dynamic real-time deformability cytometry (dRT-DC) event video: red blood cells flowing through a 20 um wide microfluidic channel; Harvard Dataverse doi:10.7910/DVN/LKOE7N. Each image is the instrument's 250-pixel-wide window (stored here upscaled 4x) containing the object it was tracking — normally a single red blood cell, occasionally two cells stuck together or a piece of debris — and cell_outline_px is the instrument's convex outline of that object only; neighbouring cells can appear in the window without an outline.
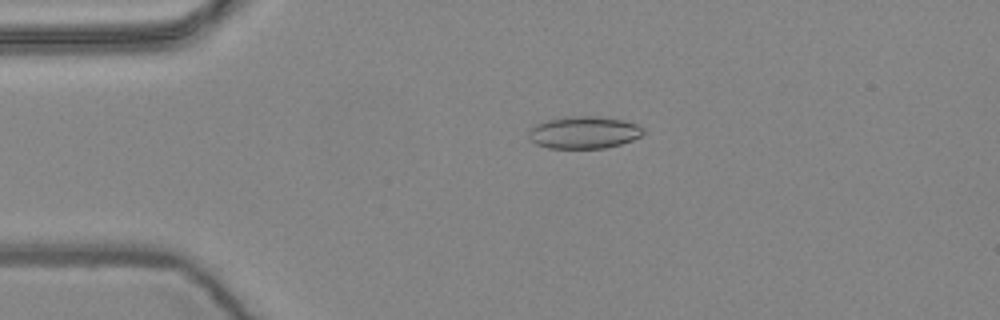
{"species": "common noctule bat (a hibernating species)", "species_latin": "Nyctalus noctula", "temperature_condition": "warm", "stored_images_in_passage": 5, "camera_frame_rate_fps": 3000, "um_per_image_px": 0.085, "animal": {"sex": "female", "body_mass_g": 24.6, "forearm_length_mm": 56.2}, "frame": {"image": 1, "passage_image": 4, "time_ms": 1.0, "image_size_px": [1000, 320], "cell_outline_px": [[644, 132], [640, 136], [632, 140], [620, 144], [604, 148], [548, 148], [536, 144], [528, 136], [528, 132], [536, 124], [548, 120], [568, 116], [596, 116], [624, 120], [636, 124], [644, 128]], "centroid_in_image_um": [49.64, 11.25], "position_along_channel_um": 35.4, "area_um2": 21.44}}